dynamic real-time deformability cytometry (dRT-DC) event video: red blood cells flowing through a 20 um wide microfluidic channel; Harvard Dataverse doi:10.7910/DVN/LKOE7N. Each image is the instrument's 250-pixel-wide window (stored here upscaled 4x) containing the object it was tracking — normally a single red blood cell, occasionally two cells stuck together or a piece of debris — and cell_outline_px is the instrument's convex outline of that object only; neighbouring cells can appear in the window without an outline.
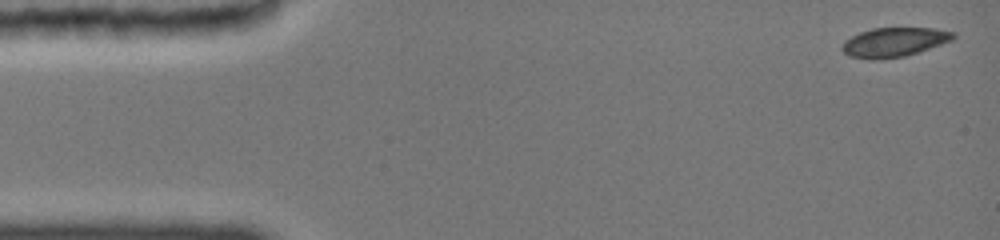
{"species": "common noctule bat (a hibernating species)", "species_latin": "Nyctalus noctula", "temperature_condition": "cold", "stored_images_in_passage": 38, "camera_frame_rate_fps": 3000, "um_per_image_px": 0.085, "animal": {"sex": "female", "body_mass_g": 19.0, "forearm_length_mm": 51.5}, "frame": {"image": 1, "passage_image": 1, "time_ms": 0.0, "image_size_px": [1000, 240], "cell_outline_px": [[956, 36], [952, 40], [904, 56], [880, 60], [868, 60], [848, 56], [840, 48], [844, 40], [860, 32], [872, 28], [936, 28], [956, 32]], "centroid_in_image_um": [75.96, 3.59], "position_along_channel_um": 9.0, "area_um2": 19.07}}
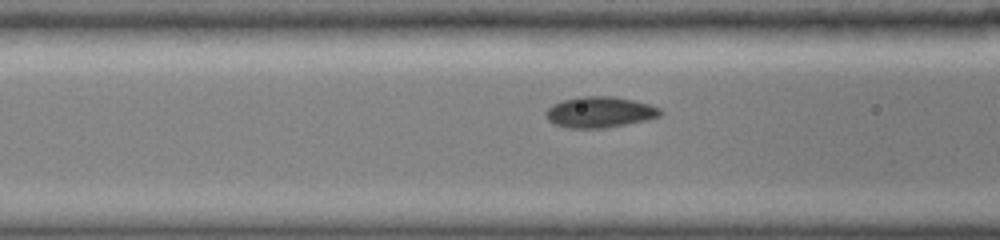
{"frame": {"image": 2, "passage_image": 17, "time_ms": 5.667, "image_size_px": [1000, 240], "cell_outline_px": [[664, 112], [660, 116], [644, 120], [624, 124], [596, 128], [572, 128], [556, 124], [548, 120], [548, 108], [552, 104], [560, 100], [576, 96], [612, 96], [632, 100], [648, 104], [660, 108]], "centroid_in_image_um": [50.98, 9.5], "position_along_channel_um": 115.6, "area_um2": 20.29}}
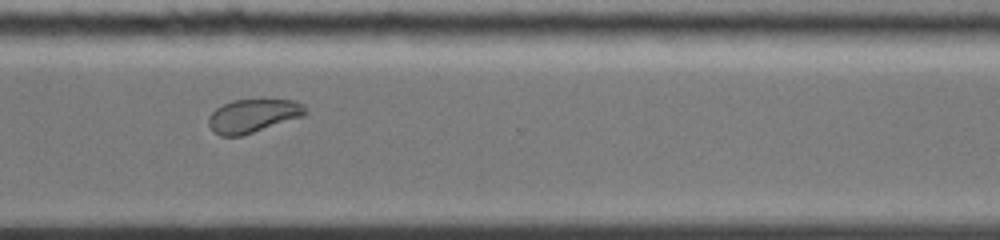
{"frame": {"image": 3, "passage_image": 32, "time_ms": 11.667, "image_size_px": [1000, 240], "cell_outline_px": [[304, 116], [240, 136], [220, 136], [208, 124], [208, 116], [216, 108], [232, 100], [264, 96], [296, 100], [304, 104]], "centroid_in_image_um": [21.54, 9.77], "position_along_channel_um": 349.1, "area_um2": 19.48}, "authors_computed_cell_mechanics": {"area_um2": 19.7387, "velocity_mm_per_s": 3.8873, "shape_relaxation_time_tau1_ms": 2.9271, "shape_relaxation_time_tau2_ms": null, "deformation_change_tau1": 0.1, "deformation_change_tau2": null}}